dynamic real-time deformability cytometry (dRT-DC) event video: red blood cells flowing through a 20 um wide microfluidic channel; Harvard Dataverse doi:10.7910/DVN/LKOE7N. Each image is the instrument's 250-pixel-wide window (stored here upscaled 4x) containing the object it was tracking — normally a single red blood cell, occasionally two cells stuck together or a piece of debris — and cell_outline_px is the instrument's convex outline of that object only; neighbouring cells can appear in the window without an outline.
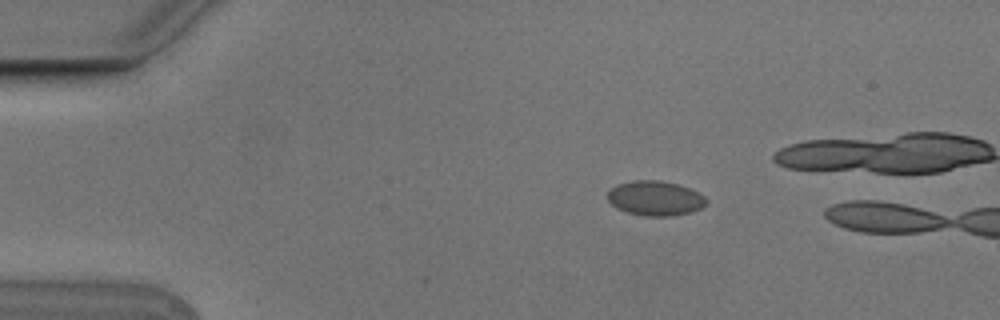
{"species": "Egyptian fruit bat (a non-hibernating species)", "species_latin": "Rousettus aegyptiacus", "temperature_condition": "cold", "stored_images_in_passage": 3, "camera_frame_rate_fps": 3000, "um_per_image_px": 0.085, "animal": {"sex": "male"}, "frame": {"image": 1, "passage_image": 2, "time_ms": 0.333, "image_size_px": [1000, 320], "cell_outline_px": [[708, 200], [700, 208], [692, 212], [672, 216], [644, 216], [628, 212], [616, 208], [608, 200], [608, 188], [616, 184], [632, 180], [660, 180], [680, 184], [704, 196]], "centroid_in_image_um": [55.66, 16.84], "position_along_channel_um": 29.3, "area_um2": 20.11}}